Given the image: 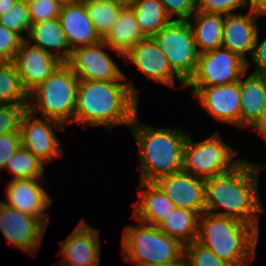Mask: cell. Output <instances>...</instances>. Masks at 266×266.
I'll list each match as a JSON object with an SVG mask.
<instances>
[{
    "mask_svg": "<svg viewBox=\"0 0 266 266\" xmlns=\"http://www.w3.org/2000/svg\"><path fill=\"white\" fill-rule=\"evenodd\" d=\"M233 150L218 132L198 142H193L188 133L183 148L182 170L203 179L218 176L233 170L243 160L237 158Z\"/></svg>",
    "mask_w": 266,
    "mask_h": 266,
    "instance_id": "7",
    "label": "cell"
},
{
    "mask_svg": "<svg viewBox=\"0 0 266 266\" xmlns=\"http://www.w3.org/2000/svg\"><path fill=\"white\" fill-rule=\"evenodd\" d=\"M217 121L240 127V80L210 87H188Z\"/></svg>",
    "mask_w": 266,
    "mask_h": 266,
    "instance_id": "13",
    "label": "cell"
},
{
    "mask_svg": "<svg viewBox=\"0 0 266 266\" xmlns=\"http://www.w3.org/2000/svg\"><path fill=\"white\" fill-rule=\"evenodd\" d=\"M139 89L131 81H79L73 123L129 128L138 113Z\"/></svg>",
    "mask_w": 266,
    "mask_h": 266,
    "instance_id": "2",
    "label": "cell"
},
{
    "mask_svg": "<svg viewBox=\"0 0 266 266\" xmlns=\"http://www.w3.org/2000/svg\"><path fill=\"white\" fill-rule=\"evenodd\" d=\"M131 8L140 30L146 37H153L172 21L160 0H136Z\"/></svg>",
    "mask_w": 266,
    "mask_h": 266,
    "instance_id": "27",
    "label": "cell"
},
{
    "mask_svg": "<svg viewBox=\"0 0 266 266\" xmlns=\"http://www.w3.org/2000/svg\"><path fill=\"white\" fill-rule=\"evenodd\" d=\"M58 18L71 51L102 41L87 14L83 1L61 5Z\"/></svg>",
    "mask_w": 266,
    "mask_h": 266,
    "instance_id": "20",
    "label": "cell"
},
{
    "mask_svg": "<svg viewBox=\"0 0 266 266\" xmlns=\"http://www.w3.org/2000/svg\"><path fill=\"white\" fill-rule=\"evenodd\" d=\"M261 165L243 160L229 172L206 178L205 212L237 219L260 232L257 216L266 213L258 191L259 174L266 168Z\"/></svg>",
    "mask_w": 266,
    "mask_h": 266,
    "instance_id": "1",
    "label": "cell"
},
{
    "mask_svg": "<svg viewBox=\"0 0 266 266\" xmlns=\"http://www.w3.org/2000/svg\"><path fill=\"white\" fill-rule=\"evenodd\" d=\"M172 71L185 83L195 74L199 52L188 21L172 20L153 36Z\"/></svg>",
    "mask_w": 266,
    "mask_h": 266,
    "instance_id": "8",
    "label": "cell"
},
{
    "mask_svg": "<svg viewBox=\"0 0 266 266\" xmlns=\"http://www.w3.org/2000/svg\"><path fill=\"white\" fill-rule=\"evenodd\" d=\"M146 36L140 30L131 7H123L108 34L102 39L119 56L124 55Z\"/></svg>",
    "mask_w": 266,
    "mask_h": 266,
    "instance_id": "23",
    "label": "cell"
},
{
    "mask_svg": "<svg viewBox=\"0 0 266 266\" xmlns=\"http://www.w3.org/2000/svg\"><path fill=\"white\" fill-rule=\"evenodd\" d=\"M160 2L171 20L188 21L196 12V0H160Z\"/></svg>",
    "mask_w": 266,
    "mask_h": 266,
    "instance_id": "37",
    "label": "cell"
},
{
    "mask_svg": "<svg viewBox=\"0 0 266 266\" xmlns=\"http://www.w3.org/2000/svg\"><path fill=\"white\" fill-rule=\"evenodd\" d=\"M247 72L240 78V127H252L266 103V75Z\"/></svg>",
    "mask_w": 266,
    "mask_h": 266,
    "instance_id": "22",
    "label": "cell"
},
{
    "mask_svg": "<svg viewBox=\"0 0 266 266\" xmlns=\"http://www.w3.org/2000/svg\"><path fill=\"white\" fill-rule=\"evenodd\" d=\"M200 215L197 212L175 207L158 225V229L183 245L197 241Z\"/></svg>",
    "mask_w": 266,
    "mask_h": 266,
    "instance_id": "26",
    "label": "cell"
},
{
    "mask_svg": "<svg viewBox=\"0 0 266 266\" xmlns=\"http://www.w3.org/2000/svg\"><path fill=\"white\" fill-rule=\"evenodd\" d=\"M61 5L78 3L83 0H57Z\"/></svg>",
    "mask_w": 266,
    "mask_h": 266,
    "instance_id": "45",
    "label": "cell"
},
{
    "mask_svg": "<svg viewBox=\"0 0 266 266\" xmlns=\"http://www.w3.org/2000/svg\"><path fill=\"white\" fill-rule=\"evenodd\" d=\"M79 79L63 62L54 73L29 93L28 110L63 125L73 123ZM36 101L35 103L32 101ZM69 122V123H68Z\"/></svg>",
    "mask_w": 266,
    "mask_h": 266,
    "instance_id": "6",
    "label": "cell"
},
{
    "mask_svg": "<svg viewBox=\"0 0 266 266\" xmlns=\"http://www.w3.org/2000/svg\"><path fill=\"white\" fill-rule=\"evenodd\" d=\"M258 16L260 15L250 10L245 14L224 15L222 47L244 59L246 61V70L250 66L246 54L250 53L251 55L259 29L256 19Z\"/></svg>",
    "mask_w": 266,
    "mask_h": 266,
    "instance_id": "19",
    "label": "cell"
},
{
    "mask_svg": "<svg viewBox=\"0 0 266 266\" xmlns=\"http://www.w3.org/2000/svg\"><path fill=\"white\" fill-rule=\"evenodd\" d=\"M250 11L258 15H266V0H248Z\"/></svg>",
    "mask_w": 266,
    "mask_h": 266,
    "instance_id": "41",
    "label": "cell"
},
{
    "mask_svg": "<svg viewBox=\"0 0 266 266\" xmlns=\"http://www.w3.org/2000/svg\"><path fill=\"white\" fill-rule=\"evenodd\" d=\"M83 2L93 26L103 39L116 22L123 6L109 0H83Z\"/></svg>",
    "mask_w": 266,
    "mask_h": 266,
    "instance_id": "29",
    "label": "cell"
},
{
    "mask_svg": "<svg viewBox=\"0 0 266 266\" xmlns=\"http://www.w3.org/2000/svg\"><path fill=\"white\" fill-rule=\"evenodd\" d=\"M137 191L139 196L133 204L132 217L138 222L157 226L175 208V204L155 182L139 181Z\"/></svg>",
    "mask_w": 266,
    "mask_h": 266,
    "instance_id": "21",
    "label": "cell"
},
{
    "mask_svg": "<svg viewBox=\"0 0 266 266\" xmlns=\"http://www.w3.org/2000/svg\"><path fill=\"white\" fill-rule=\"evenodd\" d=\"M64 127L65 125L56 120L42 119L27 110L20 126L22 146L46 165L62 157L64 153L54 131Z\"/></svg>",
    "mask_w": 266,
    "mask_h": 266,
    "instance_id": "10",
    "label": "cell"
},
{
    "mask_svg": "<svg viewBox=\"0 0 266 266\" xmlns=\"http://www.w3.org/2000/svg\"><path fill=\"white\" fill-rule=\"evenodd\" d=\"M42 182L44 183L43 178L10 179L5 189L8 201L3 202L35 217L47 227L50 220L49 213L45 210L54 202V199L42 188L43 184L40 185Z\"/></svg>",
    "mask_w": 266,
    "mask_h": 266,
    "instance_id": "14",
    "label": "cell"
},
{
    "mask_svg": "<svg viewBox=\"0 0 266 266\" xmlns=\"http://www.w3.org/2000/svg\"><path fill=\"white\" fill-rule=\"evenodd\" d=\"M248 7V0H196V11L215 14H235V10Z\"/></svg>",
    "mask_w": 266,
    "mask_h": 266,
    "instance_id": "35",
    "label": "cell"
},
{
    "mask_svg": "<svg viewBox=\"0 0 266 266\" xmlns=\"http://www.w3.org/2000/svg\"><path fill=\"white\" fill-rule=\"evenodd\" d=\"M26 40L31 44L34 43V46L52 53L62 62H66L70 57L71 50L58 17L32 24Z\"/></svg>",
    "mask_w": 266,
    "mask_h": 266,
    "instance_id": "24",
    "label": "cell"
},
{
    "mask_svg": "<svg viewBox=\"0 0 266 266\" xmlns=\"http://www.w3.org/2000/svg\"><path fill=\"white\" fill-rule=\"evenodd\" d=\"M101 240L97 228L81 220L62 242L59 254L62 266H99Z\"/></svg>",
    "mask_w": 266,
    "mask_h": 266,
    "instance_id": "17",
    "label": "cell"
},
{
    "mask_svg": "<svg viewBox=\"0 0 266 266\" xmlns=\"http://www.w3.org/2000/svg\"><path fill=\"white\" fill-rule=\"evenodd\" d=\"M188 23L199 54L222 47L224 15L196 11Z\"/></svg>",
    "mask_w": 266,
    "mask_h": 266,
    "instance_id": "25",
    "label": "cell"
},
{
    "mask_svg": "<svg viewBox=\"0 0 266 266\" xmlns=\"http://www.w3.org/2000/svg\"><path fill=\"white\" fill-rule=\"evenodd\" d=\"M250 129L262 134L266 138V103L257 122Z\"/></svg>",
    "mask_w": 266,
    "mask_h": 266,
    "instance_id": "40",
    "label": "cell"
},
{
    "mask_svg": "<svg viewBox=\"0 0 266 266\" xmlns=\"http://www.w3.org/2000/svg\"><path fill=\"white\" fill-rule=\"evenodd\" d=\"M185 258L188 266H234L219 259L210 249L197 241L185 245Z\"/></svg>",
    "mask_w": 266,
    "mask_h": 266,
    "instance_id": "32",
    "label": "cell"
},
{
    "mask_svg": "<svg viewBox=\"0 0 266 266\" xmlns=\"http://www.w3.org/2000/svg\"><path fill=\"white\" fill-rule=\"evenodd\" d=\"M129 129L138 147L139 181L154 182L182 170L183 148L188 132L179 128H156L141 124L138 113Z\"/></svg>",
    "mask_w": 266,
    "mask_h": 266,
    "instance_id": "3",
    "label": "cell"
},
{
    "mask_svg": "<svg viewBox=\"0 0 266 266\" xmlns=\"http://www.w3.org/2000/svg\"><path fill=\"white\" fill-rule=\"evenodd\" d=\"M259 231L237 219L204 212L199 217L197 242L219 259L248 266L255 257Z\"/></svg>",
    "mask_w": 266,
    "mask_h": 266,
    "instance_id": "4",
    "label": "cell"
},
{
    "mask_svg": "<svg viewBox=\"0 0 266 266\" xmlns=\"http://www.w3.org/2000/svg\"><path fill=\"white\" fill-rule=\"evenodd\" d=\"M21 145L20 132H11L0 135V170L5 169L8 160L15 154Z\"/></svg>",
    "mask_w": 266,
    "mask_h": 266,
    "instance_id": "38",
    "label": "cell"
},
{
    "mask_svg": "<svg viewBox=\"0 0 266 266\" xmlns=\"http://www.w3.org/2000/svg\"><path fill=\"white\" fill-rule=\"evenodd\" d=\"M23 41L17 33L0 24V62H13Z\"/></svg>",
    "mask_w": 266,
    "mask_h": 266,
    "instance_id": "36",
    "label": "cell"
},
{
    "mask_svg": "<svg viewBox=\"0 0 266 266\" xmlns=\"http://www.w3.org/2000/svg\"><path fill=\"white\" fill-rule=\"evenodd\" d=\"M29 94L23 88L13 62H0V104H28Z\"/></svg>",
    "mask_w": 266,
    "mask_h": 266,
    "instance_id": "28",
    "label": "cell"
},
{
    "mask_svg": "<svg viewBox=\"0 0 266 266\" xmlns=\"http://www.w3.org/2000/svg\"><path fill=\"white\" fill-rule=\"evenodd\" d=\"M13 63L20 76L23 88L29 94L44 82L63 63L52 53L29 43H21Z\"/></svg>",
    "mask_w": 266,
    "mask_h": 266,
    "instance_id": "15",
    "label": "cell"
},
{
    "mask_svg": "<svg viewBox=\"0 0 266 266\" xmlns=\"http://www.w3.org/2000/svg\"><path fill=\"white\" fill-rule=\"evenodd\" d=\"M0 24L23 40L27 39L32 27L27 0H17L13 8L1 14ZM22 32L26 33V38L21 35Z\"/></svg>",
    "mask_w": 266,
    "mask_h": 266,
    "instance_id": "31",
    "label": "cell"
},
{
    "mask_svg": "<svg viewBox=\"0 0 266 266\" xmlns=\"http://www.w3.org/2000/svg\"><path fill=\"white\" fill-rule=\"evenodd\" d=\"M109 1L119 4L123 7H131L136 0H109Z\"/></svg>",
    "mask_w": 266,
    "mask_h": 266,
    "instance_id": "44",
    "label": "cell"
},
{
    "mask_svg": "<svg viewBox=\"0 0 266 266\" xmlns=\"http://www.w3.org/2000/svg\"><path fill=\"white\" fill-rule=\"evenodd\" d=\"M103 48H110L103 40L75 48L65 63L82 81H124L126 75Z\"/></svg>",
    "mask_w": 266,
    "mask_h": 266,
    "instance_id": "11",
    "label": "cell"
},
{
    "mask_svg": "<svg viewBox=\"0 0 266 266\" xmlns=\"http://www.w3.org/2000/svg\"><path fill=\"white\" fill-rule=\"evenodd\" d=\"M46 228L40 220L0 200V231L15 248L35 254L43 242Z\"/></svg>",
    "mask_w": 266,
    "mask_h": 266,
    "instance_id": "12",
    "label": "cell"
},
{
    "mask_svg": "<svg viewBox=\"0 0 266 266\" xmlns=\"http://www.w3.org/2000/svg\"><path fill=\"white\" fill-rule=\"evenodd\" d=\"M127 225L122 236L124 260L131 266H149L179 261L185 245L162 232L155 225L139 222Z\"/></svg>",
    "mask_w": 266,
    "mask_h": 266,
    "instance_id": "5",
    "label": "cell"
},
{
    "mask_svg": "<svg viewBox=\"0 0 266 266\" xmlns=\"http://www.w3.org/2000/svg\"><path fill=\"white\" fill-rule=\"evenodd\" d=\"M31 23L59 17L61 4L57 0H27Z\"/></svg>",
    "mask_w": 266,
    "mask_h": 266,
    "instance_id": "34",
    "label": "cell"
},
{
    "mask_svg": "<svg viewBox=\"0 0 266 266\" xmlns=\"http://www.w3.org/2000/svg\"><path fill=\"white\" fill-rule=\"evenodd\" d=\"M17 0H0V15L13 8Z\"/></svg>",
    "mask_w": 266,
    "mask_h": 266,
    "instance_id": "42",
    "label": "cell"
},
{
    "mask_svg": "<svg viewBox=\"0 0 266 266\" xmlns=\"http://www.w3.org/2000/svg\"><path fill=\"white\" fill-rule=\"evenodd\" d=\"M177 208L205 212V179L183 170L165 175L154 181Z\"/></svg>",
    "mask_w": 266,
    "mask_h": 266,
    "instance_id": "18",
    "label": "cell"
},
{
    "mask_svg": "<svg viewBox=\"0 0 266 266\" xmlns=\"http://www.w3.org/2000/svg\"><path fill=\"white\" fill-rule=\"evenodd\" d=\"M149 266H188L187 260L185 258V255L176 262L168 263V264H156V265H149Z\"/></svg>",
    "mask_w": 266,
    "mask_h": 266,
    "instance_id": "43",
    "label": "cell"
},
{
    "mask_svg": "<svg viewBox=\"0 0 266 266\" xmlns=\"http://www.w3.org/2000/svg\"><path fill=\"white\" fill-rule=\"evenodd\" d=\"M259 29L256 35L255 44L251 53L252 62L255 64L253 74L266 75V37L259 43Z\"/></svg>",
    "mask_w": 266,
    "mask_h": 266,
    "instance_id": "39",
    "label": "cell"
},
{
    "mask_svg": "<svg viewBox=\"0 0 266 266\" xmlns=\"http://www.w3.org/2000/svg\"><path fill=\"white\" fill-rule=\"evenodd\" d=\"M28 110V104H0V135L20 132L21 120Z\"/></svg>",
    "mask_w": 266,
    "mask_h": 266,
    "instance_id": "33",
    "label": "cell"
},
{
    "mask_svg": "<svg viewBox=\"0 0 266 266\" xmlns=\"http://www.w3.org/2000/svg\"><path fill=\"white\" fill-rule=\"evenodd\" d=\"M44 165L41 160L21 145L8 160L5 170L7 169L14 176L11 179L44 178Z\"/></svg>",
    "mask_w": 266,
    "mask_h": 266,
    "instance_id": "30",
    "label": "cell"
},
{
    "mask_svg": "<svg viewBox=\"0 0 266 266\" xmlns=\"http://www.w3.org/2000/svg\"><path fill=\"white\" fill-rule=\"evenodd\" d=\"M247 72L246 61L224 47L199 55L195 74L187 87H210L238 82Z\"/></svg>",
    "mask_w": 266,
    "mask_h": 266,
    "instance_id": "9",
    "label": "cell"
},
{
    "mask_svg": "<svg viewBox=\"0 0 266 266\" xmlns=\"http://www.w3.org/2000/svg\"><path fill=\"white\" fill-rule=\"evenodd\" d=\"M137 69L148 79L166 86L175 87V80L186 88V84L172 71L167 57L160 49L153 37H146L125 55Z\"/></svg>",
    "mask_w": 266,
    "mask_h": 266,
    "instance_id": "16",
    "label": "cell"
}]
</instances>
